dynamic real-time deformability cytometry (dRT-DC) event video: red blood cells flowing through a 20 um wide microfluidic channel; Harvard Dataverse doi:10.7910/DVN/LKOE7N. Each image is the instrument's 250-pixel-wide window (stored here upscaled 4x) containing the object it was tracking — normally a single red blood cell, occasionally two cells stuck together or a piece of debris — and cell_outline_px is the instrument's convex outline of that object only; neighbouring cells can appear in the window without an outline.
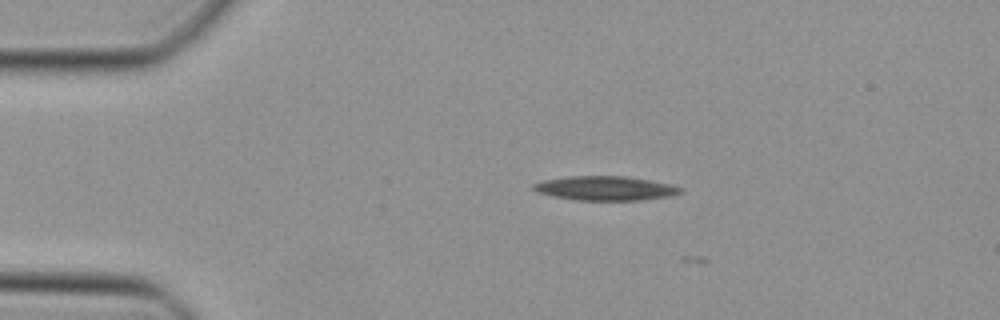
{"species": "Egyptian fruit bat (a non-hibernating species)", "species_latin": "Rousettus aegyptiacus", "temperature_condition": "cold", "stored_images_in_passage": 4, "camera_frame_rate_fps": 3000, "um_per_image_px": 0.085, "animal": {"sex": "female"}, "frame": {"image": 1, "passage_image": 1, "time_ms": 0.0, "image_size_px": [1000, 320], "cell_outline_px": [[684, 192], [668, 196], [640, 200], [576, 200], [536, 192], [532, 188], [532, 184], [544, 180], [568, 176], [624, 176], [648, 180], [668, 184], [684, 188]], "centroid_in_image_um": [51.44, 16.0], "position_along_channel_um": 33.6, "area_um2": 20.58}}